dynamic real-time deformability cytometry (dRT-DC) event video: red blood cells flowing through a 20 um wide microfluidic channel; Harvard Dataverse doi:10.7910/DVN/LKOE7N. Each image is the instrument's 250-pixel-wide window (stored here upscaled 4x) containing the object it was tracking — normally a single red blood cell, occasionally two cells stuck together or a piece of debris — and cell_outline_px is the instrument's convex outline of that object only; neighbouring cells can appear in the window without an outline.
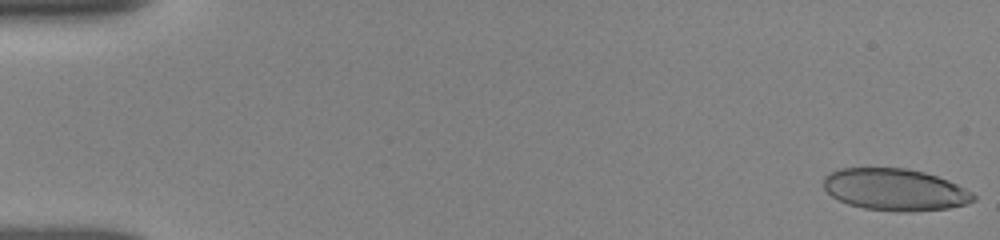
{"species": "human", "species_latin": "Homo sapiens", "temperature_condition": "room temperature", "stored_images_in_passage": 71, "camera_frame_rate_fps": 3000, "um_per_image_px": 0.085, "donor": {"sex": "female"}, "frame": {"image": 1, "passage_image": 1, "time_ms": 0.0, "image_size_px": [1000, 240], "cell_outline_px": [[976, 200], [964, 204], [948, 208], [908, 212], [896, 212], [864, 208], [848, 204], [832, 196], [824, 188], [824, 176], [828, 172], [840, 168], [904, 168], [924, 172], [948, 180], [972, 192], [976, 196]], "centroid_in_image_um": [76.06, 16.12], "position_along_channel_um": 8.9, "area_um2": 36.59}}
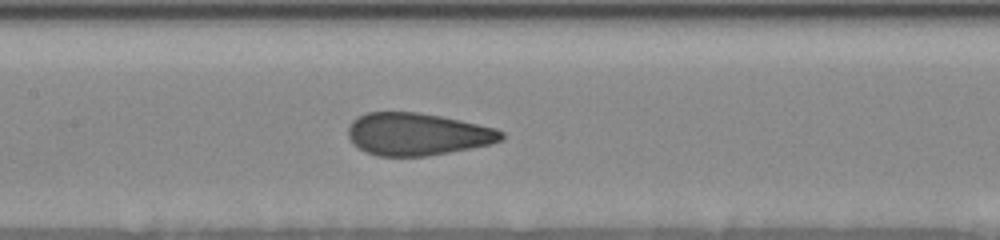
{"frame": {"image": 2, "passage_image": 42, "time_ms": 8.0, "image_size_px": [1000, 240], "cell_outline_px": [[504, 140], [492, 144], [428, 156], [376, 156], [352, 144], [348, 136], [348, 128], [352, 120], [356, 116], [368, 112], [416, 112], [440, 116], [460, 120], [496, 128], [504, 132]], "centroid_in_image_um": [35.48, 11.4], "position_along_channel_um": 171.9, "area_um2": 38.03}}
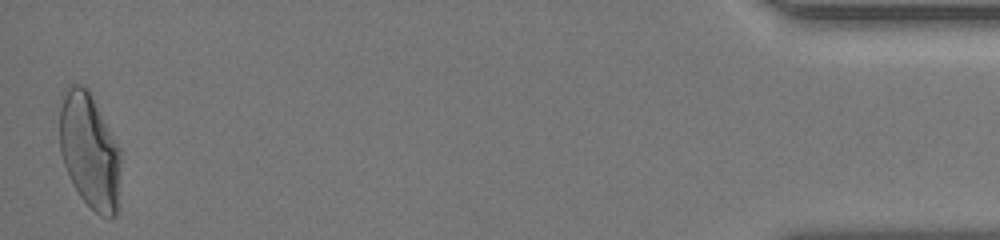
{"frame": {"image": 3, "passage_image": 71, "time_ms": 16.667, "image_size_px": [1000, 240], "cell_outline_px": [[120, 160], [116, 216], [100, 216], [80, 196], [72, 184], [64, 164], [60, 152], [60, 96], [64, 88], [68, 84], [84, 84], [88, 88], [120, 148]], "centroid_in_image_um": [7.58, 12.75], "position_along_channel_um": 427.6, "area_um2": 41.15}, "authors_computed_cell_mechanics": {"area_um2": 38.3792, "velocity_mm_per_s": 3.9113, "shape_relaxation_time_tau1_ms": 11.0231, "shape_relaxation_time_tau2_ms": null, "deformation_change_tau1": 0.2634, "deformation_change_tau2": null}}